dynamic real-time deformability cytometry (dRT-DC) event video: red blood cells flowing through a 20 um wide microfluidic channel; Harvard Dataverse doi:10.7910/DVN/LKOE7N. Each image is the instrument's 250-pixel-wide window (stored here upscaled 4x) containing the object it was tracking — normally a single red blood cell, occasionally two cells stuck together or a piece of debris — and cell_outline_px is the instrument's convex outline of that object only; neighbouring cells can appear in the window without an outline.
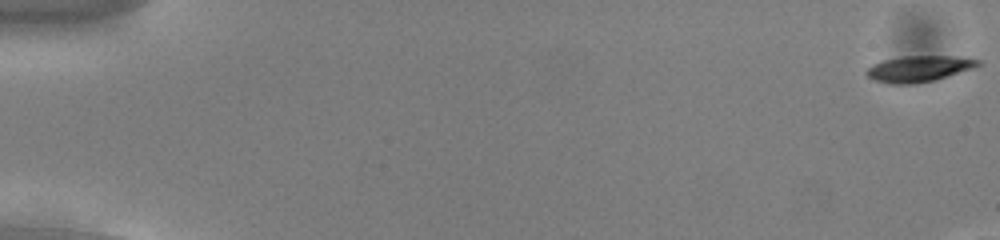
{"species": "common noctule bat (a hibernating species)", "species_latin": "Nyctalus noctula", "temperature_condition": "cold", "stored_images_in_passage": 16, "camera_frame_rate_fps": 3000, "um_per_image_px": 0.085, "animal": {"sex": "male", "body_mass_g": 13.0, "forearm_length_mm": 53.1}, "frame": {"image": 1, "passage_image": 1, "time_ms": 0.0, "image_size_px": [1000, 240], "cell_outline_px": [[980, 64], [976, 68], [936, 80], [912, 84], [892, 84], [872, 80], [864, 72], [872, 64], [884, 60], [900, 56], [948, 56], [980, 60]], "centroid_in_image_um": [78.09, 5.85], "position_along_channel_um": 6.9, "area_um2": 17.05}}